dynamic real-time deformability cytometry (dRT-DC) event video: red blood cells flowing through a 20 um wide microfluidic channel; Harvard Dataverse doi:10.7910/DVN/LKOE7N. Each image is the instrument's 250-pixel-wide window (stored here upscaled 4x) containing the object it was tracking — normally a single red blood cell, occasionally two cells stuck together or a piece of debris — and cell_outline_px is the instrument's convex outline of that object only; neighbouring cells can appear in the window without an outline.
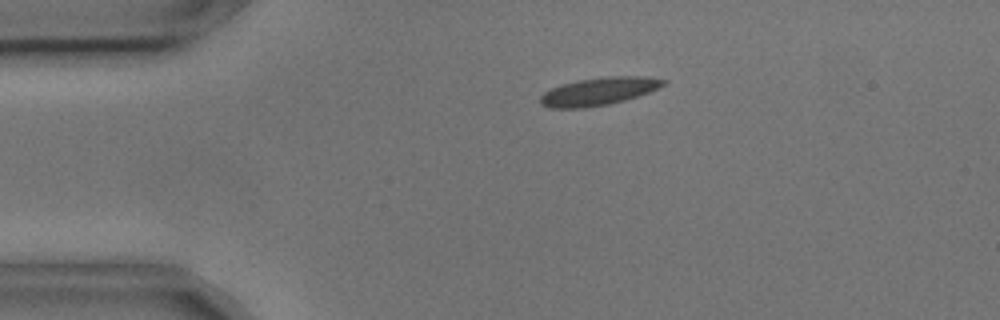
{"species": "common noctule bat (a hibernating species)", "species_latin": "Nyctalus noctula", "temperature_condition": "cold", "stored_images_in_passage": 55, "camera_frame_rate_fps": 3000, "um_per_image_px": 0.085, "animal": {"sex": "male", "body_mass_g": 17.9, "forearm_length_mm": 54.2}, "frame": {"image": 1, "passage_image": 11, "time_ms": 3.333, "image_size_px": [1000, 320], "cell_outline_px": [[668, 84], [648, 92], [624, 100], [608, 104], [584, 108], [548, 108], [540, 104], [540, 96], [544, 92], [560, 84], [576, 80], [604, 76], [648, 76], [668, 80]], "centroid_in_image_um": [50.9, 7.75], "position_along_channel_um": 34.1, "area_um2": 20.17}}
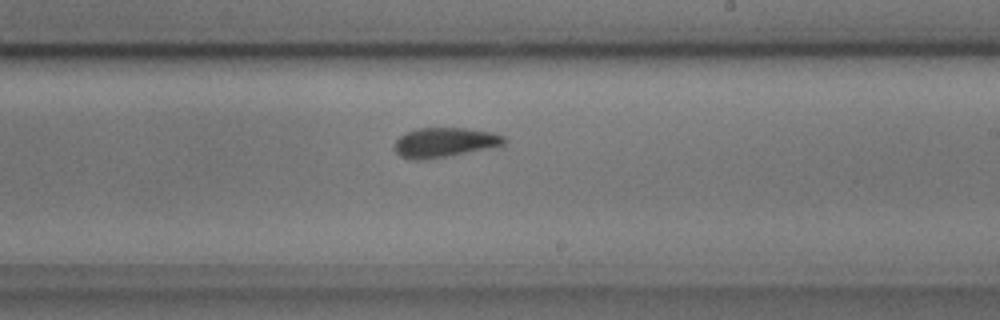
{"frame": {"image": 2, "passage_image": 32, "time_ms": 10.333, "image_size_px": [1000, 320], "cell_outline_px": [[508, 140], [504, 144], [492, 148], [424, 160], [412, 160], [400, 156], [396, 152], [396, 140], [400, 136], [416, 128], [464, 128], [492, 132], [504, 136]], "centroid_in_image_um": [37.82, 12.11], "position_along_channel_um": 251.2, "area_um2": 18.9}}
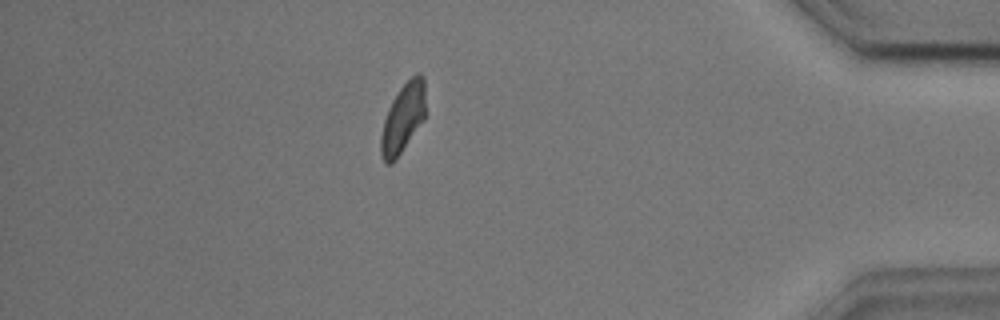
{"frame": {"image": 3, "passage_image": 48, "time_ms": 15.667, "image_size_px": [1000, 320], "cell_outline_px": [[424, 120], [396, 160], [392, 164], [384, 164], [380, 156], [380, 136], [384, 120], [388, 108], [392, 100], [400, 88], [416, 72], [420, 72], [424, 76]], "centroid_in_image_um": [34.23, 10.09], "position_along_channel_um": 401.0, "area_um2": 18.21}, "authors_computed_cell_mechanics": {"area_um2": 18.6694, "velocity_mm_per_s": 3.5954, "shape_relaxation_time_tau1_ms": 9.3045, "shape_relaxation_time_tau2_ms": 2.2431, "deformation_change_tau1": 0.2035, "deformation_change_tau2": 0.1009}}